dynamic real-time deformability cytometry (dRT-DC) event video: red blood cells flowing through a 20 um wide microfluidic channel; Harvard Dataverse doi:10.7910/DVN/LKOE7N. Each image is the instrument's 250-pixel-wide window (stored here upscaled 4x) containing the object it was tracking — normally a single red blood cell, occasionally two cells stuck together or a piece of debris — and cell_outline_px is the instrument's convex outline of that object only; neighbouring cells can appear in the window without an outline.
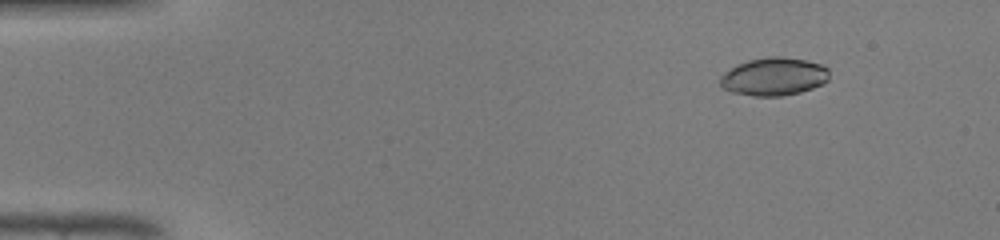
{"species": "common noctule bat (a hibernating species)", "species_latin": "Nyctalus noctula", "temperature_condition": "warm", "stored_images_in_passage": 44, "camera_frame_rate_fps": 3000, "um_per_image_px": 0.085, "animal": {"sex": "male", "body_mass_g": 19.0, "forearm_length_mm": 50.8}, "frame": {"image": 1, "passage_image": 2, "time_ms": 0.333, "image_size_px": [1000, 240], "cell_outline_px": [[828, 80], [812, 88], [800, 92], [780, 96], [752, 96], [732, 92], [724, 88], [720, 84], [720, 76], [724, 72], [736, 64], [748, 60], [768, 56], [784, 56], [804, 60], [820, 64], [828, 68]], "centroid_in_image_um": [65.74, 6.5], "position_along_channel_um": 19.3, "area_um2": 24.16}}
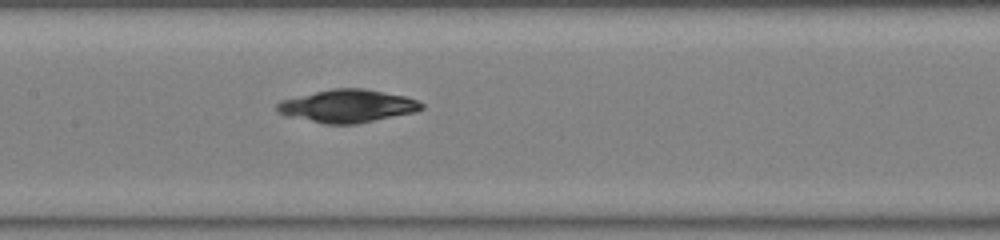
{"frame": {"image": 2, "passage_image": 20, "time_ms": 6.333, "image_size_px": [1000, 240], "cell_outline_px": [[424, 108], [416, 112], [356, 124], [324, 124], [284, 116], [276, 112], [276, 104], [280, 100], [332, 88], [364, 88], [404, 96], [416, 100], [424, 104]], "centroid_in_image_um": [29.5, 9.02], "position_along_channel_um": 177.9, "area_um2": 27.86}}
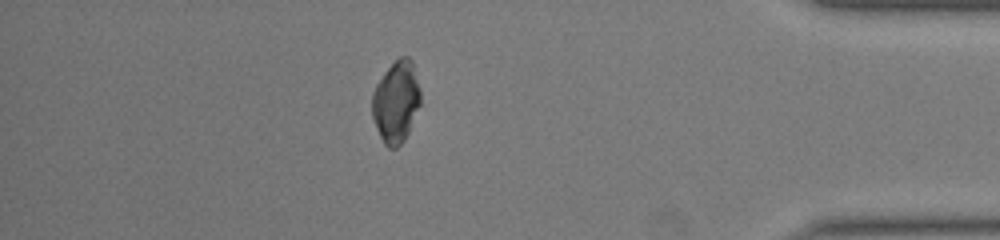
{"frame": {"image": 3, "passage_image": 38, "time_ms": 12.333, "image_size_px": [1000, 240], "cell_outline_px": [[420, 104], [408, 132], [404, 140], [396, 148], [388, 148], [384, 144], [376, 128], [372, 116], [372, 92], [376, 84], [384, 72], [400, 56], [408, 56], [412, 60], [420, 88]], "centroid_in_image_um": [33.66, 8.64], "position_along_channel_um": 401.5, "area_um2": 23.0}}